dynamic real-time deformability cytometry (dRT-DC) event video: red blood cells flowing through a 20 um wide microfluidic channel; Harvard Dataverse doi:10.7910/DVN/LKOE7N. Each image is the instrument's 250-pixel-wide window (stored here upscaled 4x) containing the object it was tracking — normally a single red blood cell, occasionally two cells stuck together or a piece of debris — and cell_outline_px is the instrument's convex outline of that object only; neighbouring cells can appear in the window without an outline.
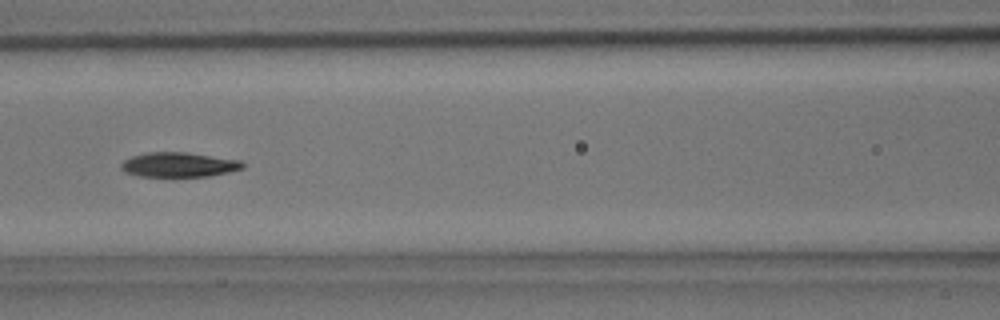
{"species": "common noctule bat (a hibernating species)", "species_latin": "Nyctalus noctula", "temperature_condition": "room temperature", "stored_images_in_passage": 37, "camera_frame_rate_fps": 3000, "um_per_image_px": 0.085, "animal": {"sex": "male", "body_mass_g": 15.6}, "frame": {"image": 1, "passage_image": 15, "time_ms": 4.667, "image_size_px": [1000, 320], "cell_outline_px": [[244, 168], [228, 172], [208, 176], [140, 176], [124, 172], [120, 168], [120, 164], [124, 160], [132, 156], [148, 152], [184, 152], [240, 160], [244, 164]], "centroid_in_image_um": [15.17, 14.0], "position_along_channel_um": 151.4, "area_um2": 17.34}}